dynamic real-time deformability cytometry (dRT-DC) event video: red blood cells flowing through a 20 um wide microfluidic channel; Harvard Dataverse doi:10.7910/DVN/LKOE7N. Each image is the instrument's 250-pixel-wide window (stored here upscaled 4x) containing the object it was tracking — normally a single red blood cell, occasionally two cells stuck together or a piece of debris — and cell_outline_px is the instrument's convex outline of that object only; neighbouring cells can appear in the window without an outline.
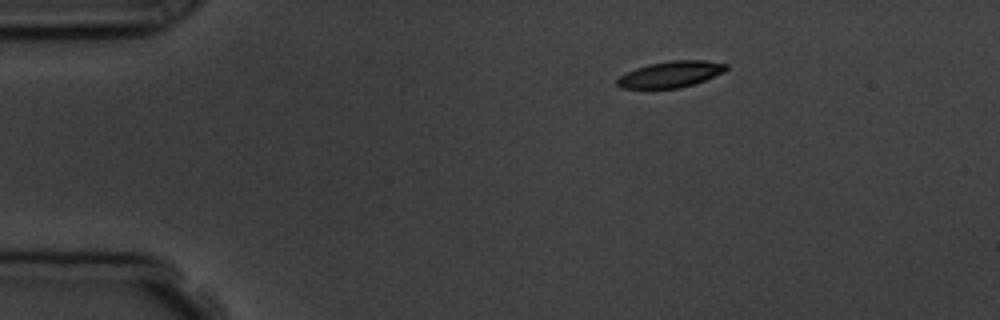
{"species": "common noctule bat (a hibernating species)", "species_latin": "Nyctalus noctula", "temperature_condition": "room temperature", "stored_images_in_passage": 3, "camera_frame_rate_fps": 3000, "um_per_image_px": 0.085, "animal": {"sex": "male", "body_mass_g": 19.5, "forearm_length_mm": 54.6}, "frame": {"image": 1, "passage_image": 1, "time_ms": 0.0, "image_size_px": [1000, 320], "cell_outline_px": [[728, 68], [724, 72], [704, 80], [680, 88], [620, 88], [616, 84], [616, 80], [620, 76], [636, 68], [648, 64], [672, 60], [704, 60], [728, 64]], "centroid_in_image_um": [57.01, 6.31], "position_along_channel_um": 28.0, "area_um2": 16.53}}